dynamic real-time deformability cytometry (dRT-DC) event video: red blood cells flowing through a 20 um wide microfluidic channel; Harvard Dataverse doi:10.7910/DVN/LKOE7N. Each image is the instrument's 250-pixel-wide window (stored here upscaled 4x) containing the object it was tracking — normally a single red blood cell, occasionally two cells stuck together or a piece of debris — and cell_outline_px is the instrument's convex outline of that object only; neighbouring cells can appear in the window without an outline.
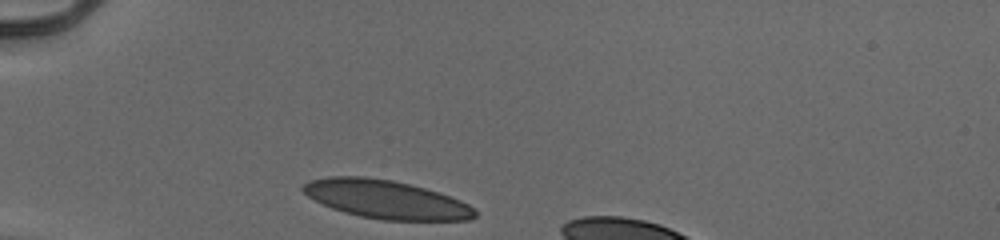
{"species": "human", "species_latin": "Homo sapiens", "temperature_condition": "cold", "stored_images_in_passage": 29, "camera_frame_rate_fps": 3000, "um_per_image_px": 0.085, "donor": {"sex": "male"}, "frame": {"image": 1, "passage_image": 1, "time_ms": 0.0, "image_size_px": [1000, 240], "cell_outline_px": [[476, 216], [472, 220], [380, 220], [360, 216], [344, 212], [332, 208], [308, 196], [300, 188], [308, 180], [328, 176], [364, 176], [392, 180], [424, 188], [460, 200], [468, 204], [476, 212]], "centroid_in_image_um": [32.78, 16.94], "position_along_channel_um": 52.2, "area_um2": 38.26}}
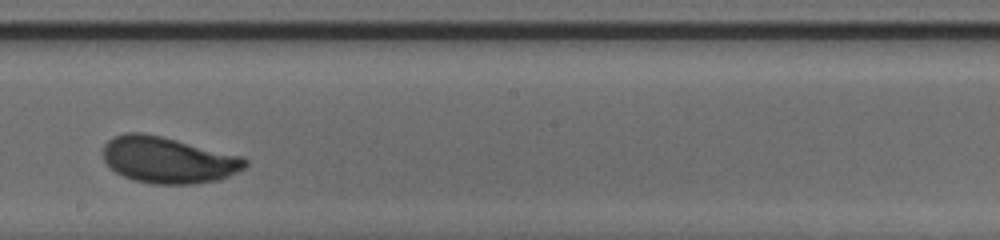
{"frame": {"image": 2, "passage_image": 17, "time_ms": 5.333, "image_size_px": [1000, 240], "cell_outline_px": [[248, 164], [244, 168], [220, 180], [196, 184], [152, 184], [132, 180], [116, 172], [104, 160], [104, 144], [112, 136], [128, 132], [144, 132], [240, 156], [248, 160]], "centroid_in_image_um": [14.27, 13.61], "position_along_channel_um": 233.9, "area_um2": 38.21}}
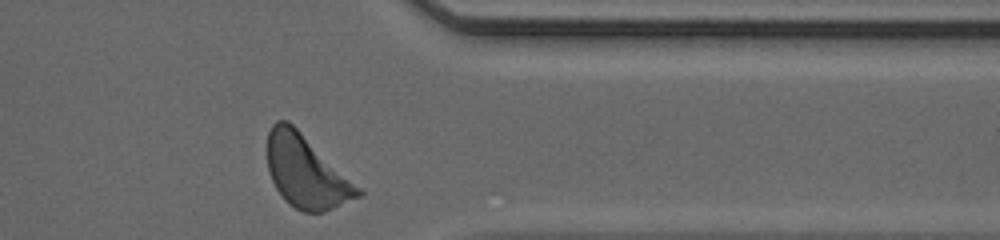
{"frame": {"image": 3, "passage_image": 29, "time_ms": 9.333, "image_size_px": [1000, 240], "cell_outline_px": [[364, 196], [324, 212], [304, 212], [296, 208], [284, 200], [276, 188], [268, 172], [268, 132], [272, 124], [276, 120], [288, 120], [360, 188], [364, 192]], "centroid_in_image_um": [26.02, 14.62], "position_along_channel_um": 385.4, "area_um2": 37.8}, "authors_computed_cell_mechanics": {"area_um2": 38.2058, "velocity_mm_per_s": 3.8925, "shape_relaxation_time_tau1_ms": 1.71, "shape_relaxation_time_tau2_ms": null, "deformation_change_tau1": 0.1145, "deformation_change_tau2": null}}